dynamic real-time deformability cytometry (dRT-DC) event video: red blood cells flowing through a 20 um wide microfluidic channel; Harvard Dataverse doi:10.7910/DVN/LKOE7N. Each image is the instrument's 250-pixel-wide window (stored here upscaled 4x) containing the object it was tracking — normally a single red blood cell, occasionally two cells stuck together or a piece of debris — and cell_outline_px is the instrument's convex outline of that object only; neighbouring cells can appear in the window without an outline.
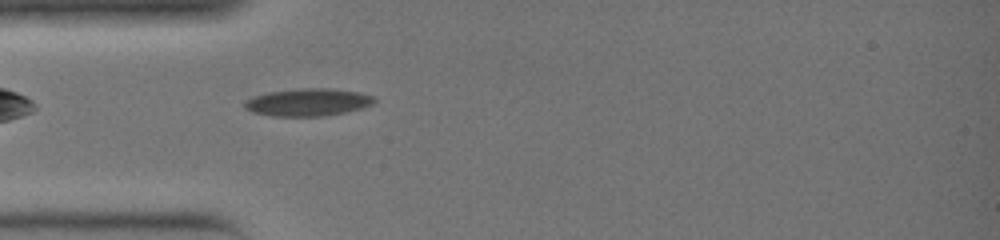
{"species": "common noctule bat (a hibernating species)", "species_latin": "Nyctalus noctula", "temperature_condition": "warm", "stored_images_in_passage": 24, "camera_frame_rate_fps": 3000, "um_per_image_px": 0.085, "animal": {"sex": "female", "body_mass_g": 19.0, "forearm_length_mm": 51.5}, "frame": {"image": 1, "passage_image": 3, "time_ms": 0.667, "image_size_px": [1000, 240], "cell_outline_px": [[376, 100], [372, 104], [364, 108], [324, 116], [272, 116], [252, 112], [244, 108], [244, 104], [252, 96], [268, 92], [300, 88], [328, 88], [360, 92], [372, 96]], "centroid_in_image_um": [26.17, 8.69], "position_along_channel_um": 58.8, "area_um2": 20.81}}
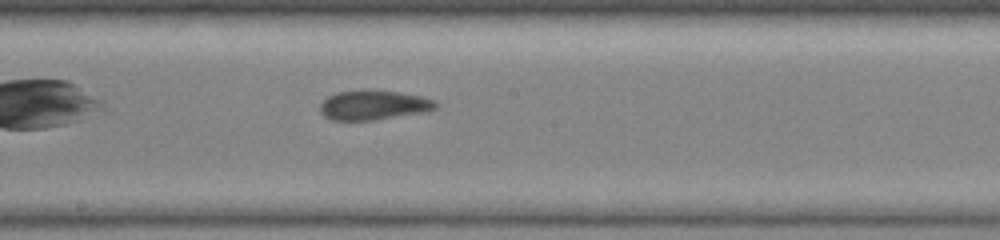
{"frame": {"image": 2, "passage_image": 12, "time_ms": 3.667, "image_size_px": [1000, 240], "cell_outline_px": [[440, 104], [436, 108], [428, 112], [376, 120], [332, 120], [324, 116], [320, 112], [320, 104], [328, 96], [336, 92], [364, 88], [400, 92], [420, 96], [436, 100]], "centroid_in_image_um": [31.79, 8.92], "position_along_channel_um": 216.4, "area_um2": 20.58}}
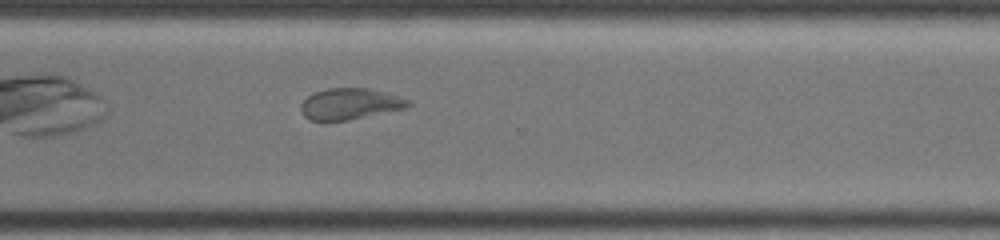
{"frame": {"image": 3, "passage_image": 19, "time_ms": 6.0, "image_size_px": [1000, 240], "cell_outline_px": [[412, 104], [408, 108], [348, 120], [308, 120], [300, 112], [300, 104], [312, 92], [328, 88], [368, 88], [412, 100]], "centroid_in_image_um": [29.75, 8.83], "position_along_channel_um": 340.9, "area_um2": 19.65}}